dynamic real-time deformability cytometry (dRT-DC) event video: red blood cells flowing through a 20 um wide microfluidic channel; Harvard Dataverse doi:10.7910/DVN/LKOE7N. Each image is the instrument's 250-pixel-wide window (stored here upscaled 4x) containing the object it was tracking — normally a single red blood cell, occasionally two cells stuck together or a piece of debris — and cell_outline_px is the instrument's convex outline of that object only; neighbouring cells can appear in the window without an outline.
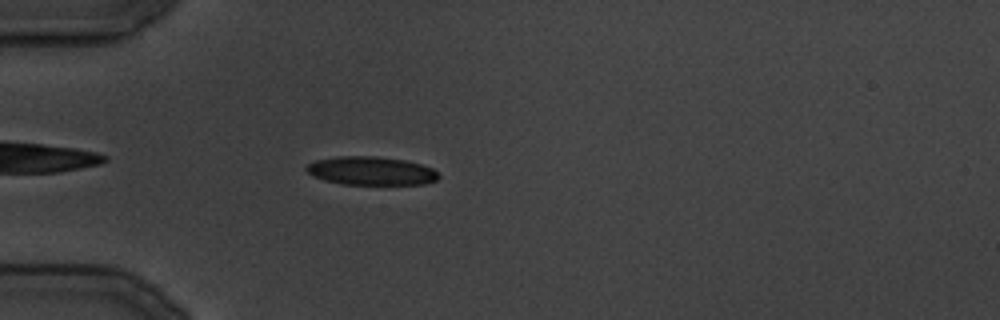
{"species": "common noctule bat (a hibernating species)", "species_latin": "Nyctalus noctula", "temperature_condition": "cold", "stored_images_in_passage": 9, "camera_frame_rate_fps": 3000, "um_per_image_px": 0.085, "animal": {"sex": "male", "body_mass_g": 19.5, "forearm_length_mm": 54.6}, "frame": {"image": 1, "passage_image": 4, "time_ms": 3.333, "image_size_px": [1000, 320], "cell_outline_px": [[440, 176], [436, 180], [424, 184], [340, 184], [324, 180], [312, 176], [304, 168], [308, 164], [316, 160], [336, 156], [376, 156], [404, 160], [420, 164], [432, 168]], "centroid_in_image_um": [31.51, 14.52], "position_along_channel_um": 53.5, "area_um2": 21.91}}
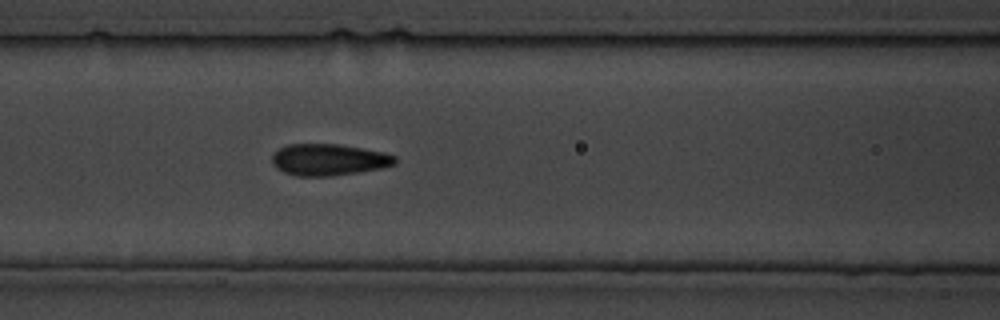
{"frame": {"image": 2, "passage_image": 9, "time_ms": 9.333, "image_size_px": [1000, 320], "cell_outline_px": [[396, 164], [380, 168], [332, 176], [296, 176], [284, 172], [276, 168], [272, 164], [272, 156], [280, 148], [288, 144], [340, 144], [384, 152], [396, 156]], "centroid_in_image_um": [27.93, 13.57], "position_along_channel_um": 138.7, "area_um2": 22.6}}